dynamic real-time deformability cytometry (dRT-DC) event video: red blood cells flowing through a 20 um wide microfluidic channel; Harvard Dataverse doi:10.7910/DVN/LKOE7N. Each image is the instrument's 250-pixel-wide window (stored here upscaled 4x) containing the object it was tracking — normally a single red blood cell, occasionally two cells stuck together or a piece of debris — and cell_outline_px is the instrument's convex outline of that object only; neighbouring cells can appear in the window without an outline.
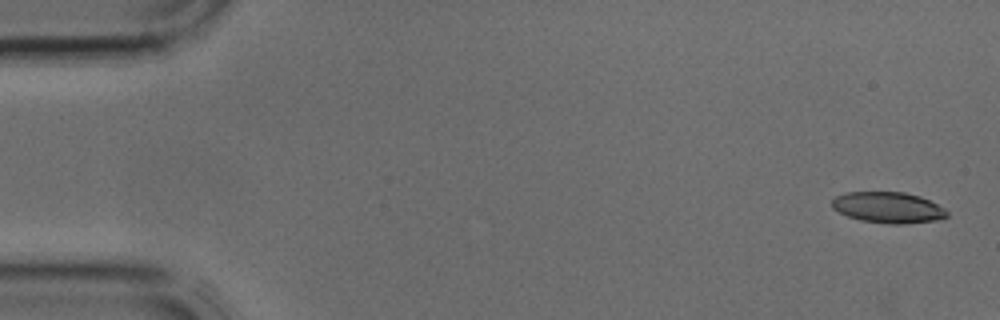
{"species": "common noctule bat (a hibernating species)", "species_latin": "Nyctalus noctula", "temperature_condition": "cold", "stored_images_in_passage": 4, "camera_frame_rate_fps": 3000, "um_per_image_px": 0.085, "animal": {"sex": "male", "body_mass_g": 17.9, "forearm_length_mm": 54.2}, "frame": {"image": 1, "passage_image": 1, "time_ms": 0.0, "image_size_px": [1000, 320], "cell_outline_px": [[948, 216], [936, 220], [904, 224], [888, 224], [860, 220], [848, 216], [832, 208], [832, 200], [836, 196], [848, 192], [904, 192], [920, 196], [944, 208], [948, 212]], "centroid_in_image_um": [75.49, 17.64], "position_along_channel_um": 9.5, "area_um2": 20.69}}